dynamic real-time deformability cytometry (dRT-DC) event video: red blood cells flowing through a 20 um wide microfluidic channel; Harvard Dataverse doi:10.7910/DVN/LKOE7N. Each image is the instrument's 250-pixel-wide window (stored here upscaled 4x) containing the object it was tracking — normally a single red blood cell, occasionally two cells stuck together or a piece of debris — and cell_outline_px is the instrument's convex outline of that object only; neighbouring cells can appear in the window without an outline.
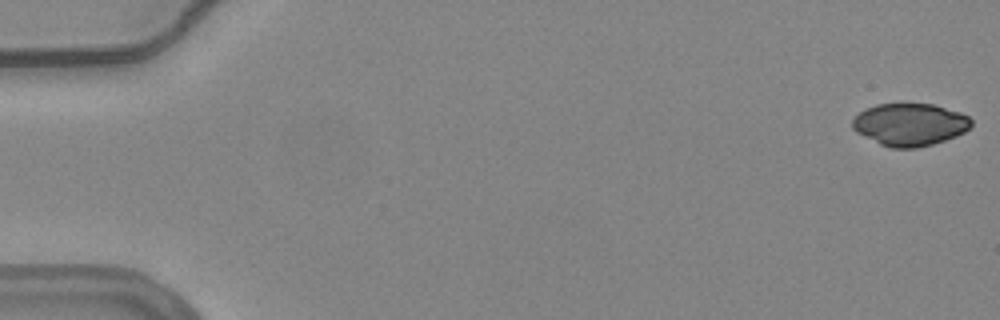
{"species": "common noctule bat (a hibernating species)", "species_latin": "Nyctalus noctula", "temperature_condition": "warm", "stored_images_in_passage": 10, "camera_frame_rate_fps": 3000, "um_per_image_px": 0.085, "animal": {"sex": "female", "body_mass_g": 24.6, "forearm_length_mm": 56.2}, "frame": {"image": 1, "passage_image": 1, "time_ms": 0.0, "image_size_px": [1000, 320], "cell_outline_px": [[972, 124], [964, 132], [956, 136], [932, 144], [916, 148], [892, 148], [880, 144], [856, 132], [852, 128], [852, 120], [860, 112], [876, 104], [900, 100], [932, 104], [960, 112], [968, 116], [972, 120]], "centroid_in_image_um": [77.32, 10.54], "position_along_channel_um": 7.7, "area_um2": 30.0}}